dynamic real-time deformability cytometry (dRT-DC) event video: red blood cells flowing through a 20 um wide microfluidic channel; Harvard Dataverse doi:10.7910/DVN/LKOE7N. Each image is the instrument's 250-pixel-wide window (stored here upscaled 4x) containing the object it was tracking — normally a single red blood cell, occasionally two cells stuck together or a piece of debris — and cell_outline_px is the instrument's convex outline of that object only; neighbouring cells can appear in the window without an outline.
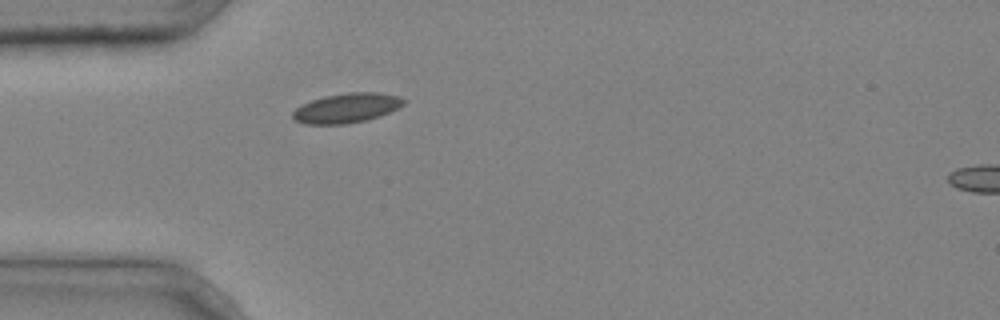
{"species": "common noctule bat (a hibernating species)", "species_latin": "Nyctalus noctula", "temperature_condition": "cold", "stored_images_in_passage": 2, "segment_of_instrument_passage": [1, 2], "camera_frame_rate_fps": 3000, "um_per_image_px": 0.085, "animal": {"sex": "male", "body_mass_g": 20.4}, "frame": {"image": 1, "passage_image": 1, "time_ms": 0.0, "image_size_px": [1000, 320], "cell_outline_px": [[404, 104], [380, 116], [368, 120], [344, 124], [304, 124], [296, 120], [292, 116], [292, 112], [300, 104], [324, 96], [348, 92], [376, 92], [400, 96], [404, 100]], "centroid_in_image_um": [29.44, 9.18], "position_along_channel_um": 55.6, "area_um2": 19.13}}